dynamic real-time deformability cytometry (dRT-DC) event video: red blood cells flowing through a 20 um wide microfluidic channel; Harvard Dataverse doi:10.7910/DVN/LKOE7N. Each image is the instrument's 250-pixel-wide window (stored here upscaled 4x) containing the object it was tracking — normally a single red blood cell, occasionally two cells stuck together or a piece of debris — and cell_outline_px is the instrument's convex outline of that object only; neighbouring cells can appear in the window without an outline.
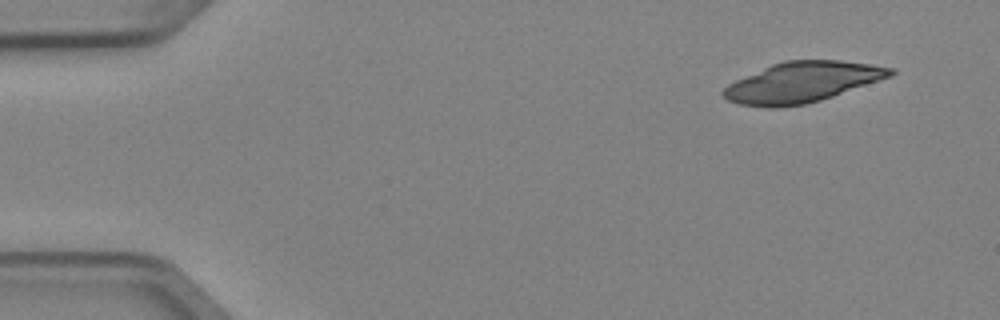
{"species": "Egyptian fruit bat (a non-hibernating species)", "species_latin": "Rousettus aegyptiacus", "temperature_condition": "cold", "stored_images_in_passage": 4, "camera_frame_rate_fps": 3000, "um_per_image_px": 0.085, "animal": {"sex": "female"}, "frame": {"image": 1, "passage_image": 1, "time_ms": 0.0, "image_size_px": [1000, 320], "cell_outline_px": [[896, 72], [892, 76], [820, 100], [804, 104], [740, 104], [728, 100], [720, 92], [728, 84], [736, 80], [772, 64], [784, 60], [840, 60], [896, 68]], "centroid_in_image_um": [68.25, 6.93], "position_along_channel_um": 16.7, "area_um2": 38.09}}